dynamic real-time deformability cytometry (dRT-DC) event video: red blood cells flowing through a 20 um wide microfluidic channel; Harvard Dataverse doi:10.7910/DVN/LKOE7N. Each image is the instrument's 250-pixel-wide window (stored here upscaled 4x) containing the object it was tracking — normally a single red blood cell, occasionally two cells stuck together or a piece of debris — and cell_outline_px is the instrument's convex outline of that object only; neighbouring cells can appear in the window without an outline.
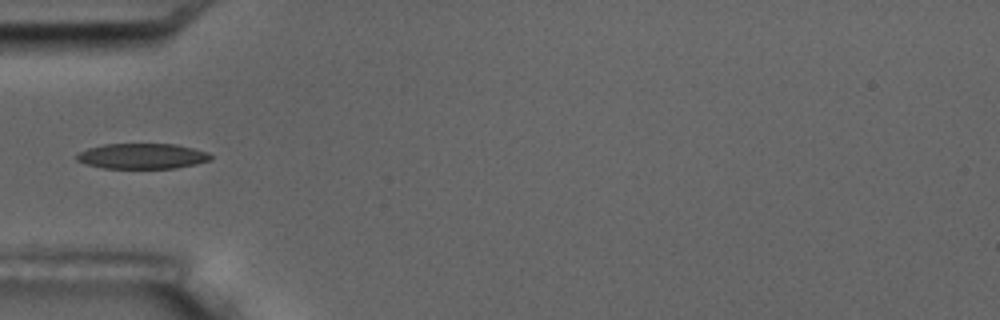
{"species": "common noctule bat (a hibernating species)", "species_latin": "Nyctalus noctula", "temperature_condition": "room temperature", "stored_images_in_passage": 7, "camera_frame_rate_fps": 3000, "um_per_image_px": 0.085, "animal": {"sex": "male", "body_mass_g": 17.5, "forearm_length_mm": 52.3}, "frame": {"image": 1, "passage_image": 6, "time_ms": 6.667, "image_size_px": [1000, 320], "cell_outline_px": [[212, 160], [196, 164], [176, 168], [104, 168], [84, 164], [76, 160], [76, 152], [88, 148], [104, 144], [176, 144], [208, 152], [212, 156]], "centroid_in_image_um": [12.06, 13.27], "position_along_channel_um": 72.9, "area_um2": 20.0}}